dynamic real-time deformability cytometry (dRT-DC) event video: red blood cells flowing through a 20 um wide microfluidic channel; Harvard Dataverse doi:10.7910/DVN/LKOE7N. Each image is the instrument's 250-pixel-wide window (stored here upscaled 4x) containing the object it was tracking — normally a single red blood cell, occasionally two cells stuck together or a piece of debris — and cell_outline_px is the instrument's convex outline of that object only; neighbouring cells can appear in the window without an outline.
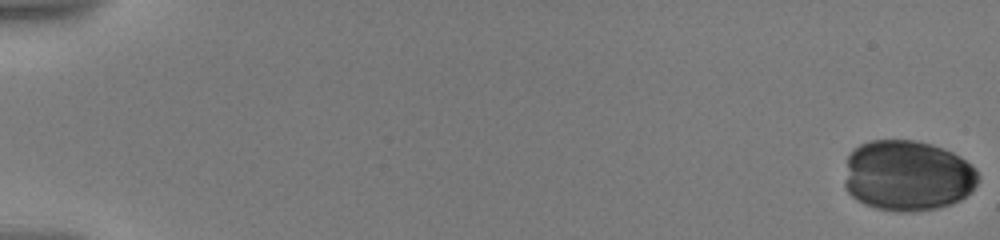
{"species": "human", "species_latin": "Homo sapiens", "temperature_condition": "warm", "stored_images_in_passage": 42, "camera_frame_rate_fps": 3000, "um_per_image_px": 0.085, "donor": {"sex": "male"}, "frame": {"image": 1, "passage_image": 1, "time_ms": 0.0, "image_size_px": [1000, 240], "cell_outline_px": [[980, 180], [960, 200], [936, 208], [912, 212], [896, 212], [876, 208], [864, 204], [856, 200], [844, 188], [844, 180], [848, 156], [852, 148], [860, 144], [872, 140], [916, 140], [932, 144], [944, 148], [960, 156], [976, 168], [980, 176]], "centroid_in_image_um": [77.11, 14.92], "position_along_channel_um": 7.9, "area_um2": 55.6}}
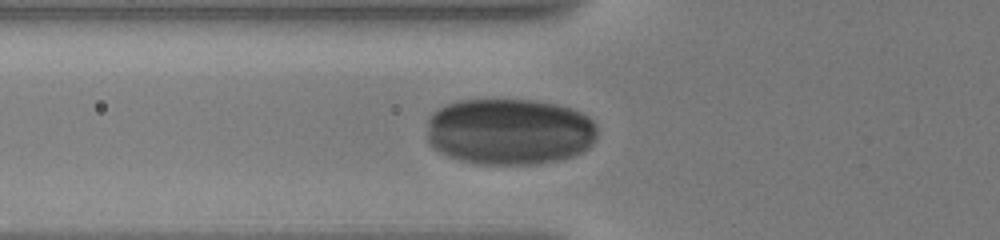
{"frame": {"image": 2, "passage_image": 19, "time_ms": 7.333, "image_size_px": [1000, 240], "cell_outline_px": [[596, 140], [588, 148], [564, 160], [536, 164], [476, 164], [456, 160], [440, 152], [428, 144], [428, 120], [432, 112], [456, 100], [492, 96], [536, 100], [556, 104], [572, 108], [588, 116], [592, 120], [596, 128]], "centroid_in_image_um": [43.28, 11.15], "position_along_channel_um": 82.5, "area_um2": 67.86}}
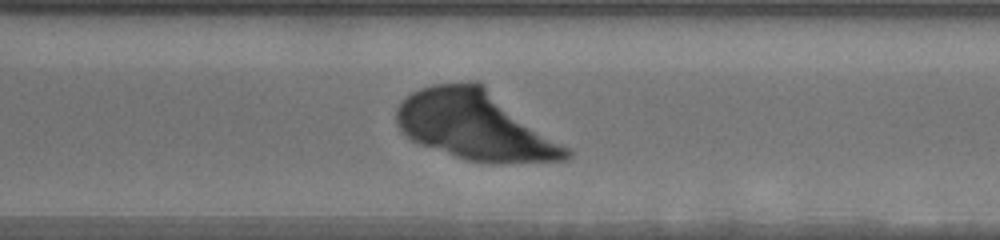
{"frame": {"image": 3, "passage_image": 36, "time_ms": 14.333, "image_size_px": [1000, 240], "cell_outline_px": [[572, 156], [568, 160], [496, 164], [492, 164], [464, 160], [420, 144], [412, 140], [396, 124], [396, 108], [412, 92], [420, 88], [432, 84], [476, 80], [484, 84], [568, 148], [572, 152]], "centroid_in_image_um": [40.41, 10.68], "position_along_channel_um": 330.2, "area_um2": 68.38}}